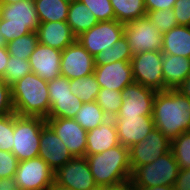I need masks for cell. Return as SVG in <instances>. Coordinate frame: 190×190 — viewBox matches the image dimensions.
<instances>
[{"label": "cell", "instance_id": "6da1fadb", "mask_svg": "<svg viewBox=\"0 0 190 190\" xmlns=\"http://www.w3.org/2000/svg\"><path fill=\"white\" fill-rule=\"evenodd\" d=\"M152 118L155 127L172 140L190 131V99L177 90L157 91Z\"/></svg>", "mask_w": 190, "mask_h": 190}, {"label": "cell", "instance_id": "7a4b0ae2", "mask_svg": "<svg viewBox=\"0 0 190 190\" xmlns=\"http://www.w3.org/2000/svg\"><path fill=\"white\" fill-rule=\"evenodd\" d=\"M14 112L46 119L50 111L48 82L31 72L11 85Z\"/></svg>", "mask_w": 190, "mask_h": 190}, {"label": "cell", "instance_id": "3957f363", "mask_svg": "<svg viewBox=\"0 0 190 190\" xmlns=\"http://www.w3.org/2000/svg\"><path fill=\"white\" fill-rule=\"evenodd\" d=\"M86 159L97 186L115 185L131 179L130 148L119 144Z\"/></svg>", "mask_w": 190, "mask_h": 190}, {"label": "cell", "instance_id": "277c9868", "mask_svg": "<svg viewBox=\"0 0 190 190\" xmlns=\"http://www.w3.org/2000/svg\"><path fill=\"white\" fill-rule=\"evenodd\" d=\"M39 23L34 0L0 6V31L6 43L36 32Z\"/></svg>", "mask_w": 190, "mask_h": 190}, {"label": "cell", "instance_id": "5b68a950", "mask_svg": "<svg viewBox=\"0 0 190 190\" xmlns=\"http://www.w3.org/2000/svg\"><path fill=\"white\" fill-rule=\"evenodd\" d=\"M45 124L44 118L20 116L14 112L12 153L19 162L38 157L41 130Z\"/></svg>", "mask_w": 190, "mask_h": 190}, {"label": "cell", "instance_id": "8992f818", "mask_svg": "<svg viewBox=\"0 0 190 190\" xmlns=\"http://www.w3.org/2000/svg\"><path fill=\"white\" fill-rule=\"evenodd\" d=\"M180 167L170 150L148 165L136 167L131 174L134 187L173 185Z\"/></svg>", "mask_w": 190, "mask_h": 190}, {"label": "cell", "instance_id": "52a82bcc", "mask_svg": "<svg viewBox=\"0 0 190 190\" xmlns=\"http://www.w3.org/2000/svg\"><path fill=\"white\" fill-rule=\"evenodd\" d=\"M19 190H48L54 185V171L40 157L18 163L14 175Z\"/></svg>", "mask_w": 190, "mask_h": 190}, {"label": "cell", "instance_id": "ba28073f", "mask_svg": "<svg viewBox=\"0 0 190 190\" xmlns=\"http://www.w3.org/2000/svg\"><path fill=\"white\" fill-rule=\"evenodd\" d=\"M131 65L135 83L155 91L165 90L161 51H146L135 54L131 58Z\"/></svg>", "mask_w": 190, "mask_h": 190}, {"label": "cell", "instance_id": "9c48e42d", "mask_svg": "<svg viewBox=\"0 0 190 190\" xmlns=\"http://www.w3.org/2000/svg\"><path fill=\"white\" fill-rule=\"evenodd\" d=\"M162 36L147 17L127 22L124 37L132 55L146 51H162Z\"/></svg>", "mask_w": 190, "mask_h": 190}, {"label": "cell", "instance_id": "30bf717a", "mask_svg": "<svg viewBox=\"0 0 190 190\" xmlns=\"http://www.w3.org/2000/svg\"><path fill=\"white\" fill-rule=\"evenodd\" d=\"M125 24L116 20L100 21L76 40L93 56L111 47L124 36Z\"/></svg>", "mask_w": 190, "mask_h": 190}, {"label": "cell", "instance_id": "8fae6325", "mask_svg": "<svg viewBox=\"0 0 190 190\" xmlns=\"http://www.w3.org/2000/svg\"><path fill=\"white\" fill-rule=\"evenodd\" d=\"M54 183L74 190H94L98 187L86 157H73L60 167L54 172Z\"/></svg>", "mask_w": 190, "mask_h": 190}, {"label": "cell", "instance_id": "7c38bea8", "mask_svg": "<svg viewBox=\"0 0 190 190\" xmlns=\"http://www.w3.org/2000/svg\"><path fill=\"white\" fill-rule=\"evenodd\" d=\"M171 150V140L156 127L143 141L130 147L132 171L139 166L148 165Z\"/></svg>", "mask_w": 190, "mask_h": 190}, {"label": "cell", "instance_id": "4fadbf2b", "mask_svg": "<svg viewBox=\"0 0 190 190\" xmlns=\"http://www.w3.org/2000/svg\"><path fill=\"white\" fill-rule=\"evenodd\" d=\"M156 92L139 83H132L121 90L123 102L116 117L152 115Z\"/></svg>", "mask_w": 190, "mask_h": 190}, {"label": "cell", "instance_id": "5bb4252c", "mask_svg": "<svg viewBox=\"0 0 190 190\" xmlns=\"http://www.w3.org/2000/svg\"><path fill=\"white\" fill-rule=\"evenodd\" d=\"M60 75L69 80L94 73V57L76 40L62 51Z\"/></svg>", "mask_w": 190, "mask_h": 190}, {"label": "cell", "instance_id": "9a60e30c", "mask_svg": "<svg viewBox=\"0 0 190 190\" xmlns=\"http://www.w3.org/2000/svg\"><path fill=\"white\" fill-rule=\"evenodd\" d=\"M46 123L60 137L73 157H85L87 131L74 118H46Z\"/></svg>", "mask_w": 190, "mask_h": 190}, {"label": "cell", "instance_id": "2e32d148", "mask_svg": "<svg viewBox=\"0 0 190 190\" xmlns=\"http://www.w3.org/2000/svg\"><path fill=\"white\" fill-rule=\"evenodd\" d=\"M118 133L119 143L126 148L144 140L155 124L152 115H137L112 118Z\"/></svg>", "mask_w": 190, "mask_h": 190}, {"label": "cell", "instance_id": "e0dca14e", "mask_svg": "<svg viewBox=\"0 0 190 190\" xmlns=\"http://www.w3.org/2000/svg\"><path fill=\"white\" fill-rule=\"evenodd\" d=\"M38 157L54 172L73 158L66 145L47 123L41 130Z\"/></svg>", "mask_w": 190, "mask_h": 190}, {"label": "cell", "instance_id": "ac0fdd59", "mask_svg": "<svg viewBox=\"0 0 190 190\" xmlns=\"http://www.w3.org/2000/svg\"><path fill=\"white\" fill-rule=\"evenodd\" d=\"M93 74L100 88L121 91L125 86L134 83L131 61L95 65Z\"/></svg>", "mask_w": 190, "mask_h": 190}, {"label": "cell", "instance_id": "d6986e66", "mask_svg": "<svg viewBox=\"0 0 190 190\" xmlns=\"http://www.w3.org/2000/svg\"><path fill=\"white\" fill-rule=\"evenodd\" d=\"M62 51L38 43L29 57L31 71L42 79L51 81L60 76Z\"/></svg>", "mask_w": 190, "mask_h": 190}, {"label": "cell", "instance_id": "ffe728a7", "mask_svg": "<svg viewBox=\"0 0 190 190\" xmlns=\"http://www.w3.org/2000/svg\"><path fill=\"white\" fill-rule=\"evenodd\" d=\"M38 43L63 51L76 41L66 21L39 23L37 28Z\"/></svg>", "mask_w": 190, "mask_h": 190}, {"label": "cell", "instance_id": "44dd1931", "mask_svg": "<svg viewBox=\"0 0 190 190\" xmlns=\"http://www.w3.org/2000/svg\"><path fill=\"white\" fill-rule=\"evenodd\" d=\"M85 157L102 153L119 145L118 133L112 118L87 132Z\"/></svg>", "mask_w": 190, "mask_h": 190}, {"label": "cell", "instance_id": "7402d4cb", "mask_svg": "<svg viewBox=\"0 0 190 190\" xmlns=\"http://www.w3.org/2000/svg\"><path fill=\"white\" fill-rule=\"evenodd\" d=\"M165 90H176L190 76V58L162 53Z\"/></svg>", "mask_w": 190, "mask_h": 190}, {"label": "cell", "instance_id": "603a6c76", "mask_svg": "<svg viewBox=\"0 0 190 190\" xmlns=\"http://www.w3.org/2000/svg\"><path fill=\"white\" fill-rule=\"evenodd\" d=\"M161 52L190 58V26L177 25L164 33Z\"/></svg>", "mask_w": 190, "mask_h": 190}, {"label": "cell", "instance_id": "cb8c5ba5", "mask_svg": "<svg viewBox=\"0 0 190 190\" xmlns=\"http://www.w3.org/2000/svg\"><path fill=\"white\" fill-rule=\"evenodd\" d=\"M66 22L73 34L78 37L81 33L90 30L99 21L87 6L79 0H74L70 3Z\"/></svg>", "mask_w": 190, "mask_h": 190}, {"label": "cell", "instance_id": "d4e9b609", "mask_svg": "<svg viewBox=\"0 0 190 190\" xmlns=\"http://www.w3.org/2000/svg\"><path fill=\"white\" fill-rule=\"evenodd\" d=\"M40 23L67 21L70 2L65 0H34Z\"/></svg>", "mask_w": 190, "mask_h": 190}, {"label": "cell", "instance_id": "484cf974", "mask_svg": "<svg viewBox=\"0 0 190 190\" xmlns=\"http://www.w3.org/2000/svg\"><path fill=\"white\" fill-rule=\"evenodd\" d=\"M114 10L115 20L126 24L146 17L144 0H110Z\"/></svg>", "mask_w": 190, "mask_h": 190}, {"label": "cell", "instance_id": "4316f807", "mask_svg": "<svg viewBox=\"0 0 190 190\" xmlns=\"http://www.w3.org/2000/svg\"><path fill=\"white\" fill-rule=\"evenodd\" d=\"M50 111L47 118H74L83 102L71 93V96L49 97Z\"/></svg>", "mask_w": 190, "mask_h": 190}, {"label": "cell", "instance_id": "83f0119b", "mask_svg": "<svg viewBox=\"0 0 190 190\" xmlns=\"http://www.w3.org/2000/svg\"><path fill=\"white\" fill-rule=\"evenodd\" d=\"M74 119L88 132L108 120L109 117L105 114L97 102L94 101L83 103Z\"/></svg>", "mask_w": 190, "mask_h": 190}, {"label": "cell", "instance_id": "f1b7e54d", "mask_svg": "<svg viewBox=\"0 0 190 190\" xmlns=\"http://www.w3.org/2000/svg\"><path fill=\"white\" fill-rule=\"evenodd\" d=\"M132 56L127 39L122 36L111 47L97 54L94 57V64L104 65L114 63L115 61H131Z\"/></svg>", "mask_w": 190, "mask_h": 190}, {"label": "cell", "instance_id": "f546056e", "mask_svg": "<svg viewBox=\"0 0 190 190\" xmlns=\"http://www.w3.org/2000/svg\"><path fill=\"white\" fill-rule=\"evenodd\" d=\"M70 91L82 100L83 103L94 102L100 91L94 74L70 80Z\"/></svg>", "mask_w": 190, "mask_h": 190}, {"label": "cell", "instance_id": "4dcf8cb0", "mask_svg": "<svg viewBox=\"0 0 190 190\" xmlns=\"http://www.w3.org/2000/svg\"><path fill=\"white\" fill-rule=\"evenodd\" d=\"M37 44V33L31 32L8 42L6 47L10 56H18V58L29 60Z\"/></svg>", "mask_w": 190, "mask_h": 190}, {"label": "cell", "instance_id": "1f68e13d", "mask_svg": "<svg viewBox=\"0 0 190 190\" xmlns=\"http://www.w3.org/2000/svg\"><path fill=\"white\" fill-rule=\"evenodd\" d=\"M96 102L109 118H114L120 111L123 97L121 91L100 88Z\"/></svg>", "mask_w": 190, "mask_h": 190}, {"label": "cell", "instance_id": "d6a6232c", "mask_svg": "<svg viewBox=\"0 0 190 190\" xmlns=\"http://www.w3.org/2000/svg\"><path fill=\"white\" fill-rule=\"evenodd\" d=\"M171 151L180 169L190 168V131L171 140Z\"/></svg>", "mask_w": 190, "mask_h": 190}, {"label": "cell", "instance_id": "836d02e7", "mask_svg": "<svg viewBox=\"0 0 190 190\" xmlns=\"http://www.w3.org/2000/svg\"><path fill=\"white\" fill-rule=\"evenodd\" d=\"M6 65L2 79L7 82L9 86L32 72L29 60L18 58V56L9 55Z\"/></svg>", "mask_w": 190, "mask_h": 190}, {"label": "cell", "instance_id": "e575fe53", "mask_svg": "<svg viewBox=\"0 0 190 190\" xmlns=\"http://www.w3.org/2000/svg\"><path fill=\"white\" fill-rule=\"evenodd\" d=\"M146 17L162 34L170 31L172 28L178 25L172 8L165 10L148 11L146 13Z\"/></svg>", "mask_w": 190, "mask_h": 190}, {"label": "cell", "instance_id": "d590c367", "mask_svg": "<svg viewBox=\"0 0 190 190\" xmlns=\"http://www.w3.org/2000/svg\"><path fill=\"white\" fill-rule=\"evenodd\" d=\"M14 113L0 116V150L12 152Z\"/></svg>", "mask_w": 190, "mask_h": 190}, {"label": "cell", "instance_id": "8d00e7d4", "mask_svg": "<svg viewBox=\"0 0 190 190\" xmlns=\"http://www.w3.org/2000/svg\"><path fill=\"white\" fill-rule=\"evenodd\" d=\"M94 14L97 20H115V14L110 0H79Z\"/></svg>", "mask_w": 190, "mask_h": 190}, {"label": "cell", "instance_id": "74e56055", "mask_svg": "<svg viewBox=\"0 0 190 190\" xmlns=\"http://www.w3.org/2000/svg\"><path fill=\"white\" fill-rule=\"evenodd\" d=\"M18 163L17 157L12 152L0 150V179L14 178Z\"/></svg>", "mask_w": 190, "mask_h": 190}, {"label": "cell", "instance_id": "f35d334b", "mask_svg": "<svg viewBox=\"0 0 190 190\" xmlns=\"http://www.w3.org/2000/svg\"><path fill=\"white\" fill-rule=\"evenodd\" d=\"M49 97L71 96L70 80L64 76H59L48 81Z\"/></svg>", "mask_w": 190, "mask_h": 190}, {"label": "cell", "instance_id": "ab89813d", "mask_svg": "<svg viewBox=\"0 0 190 190\" xmlns=\"http://www.w3.org/2000/svg\"><path fill=\"white\" fill-rule=\"evenodd\" d=\"M14 113L11 86L0 77V116Z\"/></svg>", "mask_w": 190, "mask_h": 190}, {"label": "cell", "instance_id": "60d3db41", "mask_svg": "<svg viewBox=\"0 0 190 190\" xmlns=\"http://www.w3.org/2000/svg\"><path fill=\"white\" fill-rule=\"evenodd\" d=\"M172 9L178 25L190 26V0H177Z\"/></svg>", "mask_w": 190, "mask_h": 190}, {"label": "cell", "instance_id": "b9f144b4", "mask_svg": "<svg viewBox=\"0 0 190 190\" xmlns=\"http://www.w3.org/2000/svg\"><path fill=\"white\" fill-rule=\"evenodd\" d=\"M177 0H144L146 11L165 10L174 7Z\"/></svg>", "mask_w": 190, "mask_h": 190}, {"label": "cell", "instance_id": "7bdbcfd3", "mask_svg": "<svg viewBox=\"0 0 190 190\" xmlns=\"http://www.w3.org/2000/svg\"><path fill=\"white\" fill-rule=\"evenodd\" d=\"M173 186L174 190H190V168L180 169Z\"/></svg>", "mask_w": 190, "mask_h": 190}, {"label": "cell", "instance_id": "ee69618b", "mask_svg": "<svg viewBox=\"0 0 190 190\" xmlns=\"http://www.w3.org/2000/svg\"><path fill=\"white\" fill-rule=\"evenodd\" d=\"M9 54L6 46H0V77L5 73L6 64L8 63Z\"/></svg>", "mask_w": 190, "mask_h": 190}, {"label": "cell", "instance_id": "f6af8a7d", "mask_svg": "<svg viewBox=\"0 0 190 190\" xmlns=\"http://www.w3.org/2000/svg\"><path fill=\"white\" fill-rule=\"evenodd\" d=\"M106 190H135V189L132 184V181L126 180L124 182L115 185L106 186Z\"/></svg>", "mask_w": 190, "mask_h": 190}, {"label": "cell", "instance_id": "bcb514c9", "mask_svg": "<svg viewBox=\"0 0 190 190\" xmlns=\"http://www.w3.org/2000/svg\"><path fill=\"white\" fill-rule=\"evenodd\" d=\"M0 190H19L16 188L14 178H1Z\"/></svg>", "mask_w": 190, "mask_h": 190}, {"label": "cell", "instance_id": "7dc6e473", "mask_svg": "<svg viewBox=\"0 0 190 190\" xmlns=\"http://www.w3.org/2000/svg\"><path fill=\"white\" fill-rule=\"evenodd\" d=\"M183 96L190 99V76L184 80V82L176 89Z\"/></svg>", "mask_w": 190, "mask_h": 190}, {"label": "cell", "instance_id": "c3c4849f", "mask_svg": "<svg viewBox=\"0 0 190 190\" xmlns=\"http://www.w3.org/2000/svg\"><path fill=\"white\" fill-rule=\"evenodd\" d=\"M135 190H174L173 185H163L155 187H134Z\"/></svg>", "mask_w": 190, "mask_h": 190}, {"label": "cell", "instance_id": "681fc988", "mask_svg": "<svg viewBox=\"0 0 190 190\" xmlns=\"http://www.w3.org/2000/svg\"><path fill=\"white\" fill-rule=\"evenodd\" d=\"M20 1H24V0H0V6L9 5V4L17 3V2H20Z\"/></svg>", "mask_w": 190, "mask_h": 190}, {"label": "cell", "instance_id": "f907efd6", "mask_svg": "<svg viewBox=\"0 0 190 190\" xmlns=\"http://www.w3.org/2000/svg\"><path fill=\"white\" fill-rule=\"evenodd\" d=\"M52 190H74L72 188H68V187H64V186H60V185H56L54 183V185L51 187Z\"/></svg>", "mask_w": 190, "mask_h": 190}, {"label": "cell", "instance_id": "816d5d0a", "mask_svg": "<svg viewBox=\"0 0 190 190\" xmlns=\"http://www.w3.org/2000/svg\"><path fill=\"white\" fill-rule=\"evenodd\" d=\"M7 43L4 39V37L1 35V31H0V46H6Z\"/></svg>", "mask_w": 190, "mask_h": 190}, {"label": "cell", "instance_id": "f5cc1de1", "mask_svg": "<svg viewBox=\"0 0 190 190\" xmlns=\"http://www.w3.org/2000/svg\"><path fill=\"white\" fill-rule=\"evenodd\" d=\"M94 190H106V186L103 187V186H98L96 187Z\"/></svg>", "mask_w": 190, "mask_h": 190}]
</instances>
